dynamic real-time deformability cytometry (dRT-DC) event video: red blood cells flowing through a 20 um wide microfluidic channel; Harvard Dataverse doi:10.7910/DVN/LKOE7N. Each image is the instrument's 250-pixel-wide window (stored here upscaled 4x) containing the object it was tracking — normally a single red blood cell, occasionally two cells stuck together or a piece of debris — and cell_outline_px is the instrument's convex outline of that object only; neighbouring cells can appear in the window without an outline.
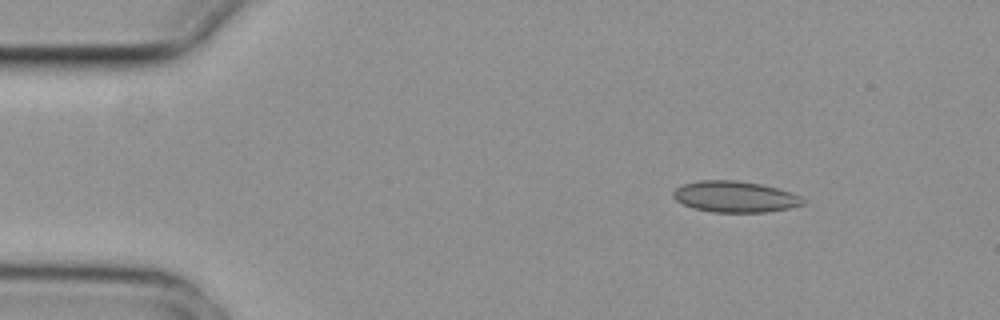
{"species": "common noctule bat (a hibernating species)", "species_latin": "Nyctalus noctula", "temperature_condition": "cold", "stored_images_in_passage": 5, "camera_frame_rate_fps": 3000, "um_per_image_px": 0.085, "animal": {"sex": "female", "body_mass_g": 29.2, "forearm_length_mm": 56.3}, "frame": {"image": 1, "passage_image": 2, "time_ms": 0.333, "image_size_px": [1000, 320], "cell_outline_px": [[804, 204], [788, 208], [764, 212], [712, 212], [692, 208], [676, 200], [672, 196], [672, 192], [676, 188], [684, 184], [700, 180], [736, 180], [760, 184], [792, 192], [800, 196], [804, 200]], "centroid_in_image_um": [62.45, 16.72], "position_along_channel_um": 22.6, "area_um2": 23.47}}